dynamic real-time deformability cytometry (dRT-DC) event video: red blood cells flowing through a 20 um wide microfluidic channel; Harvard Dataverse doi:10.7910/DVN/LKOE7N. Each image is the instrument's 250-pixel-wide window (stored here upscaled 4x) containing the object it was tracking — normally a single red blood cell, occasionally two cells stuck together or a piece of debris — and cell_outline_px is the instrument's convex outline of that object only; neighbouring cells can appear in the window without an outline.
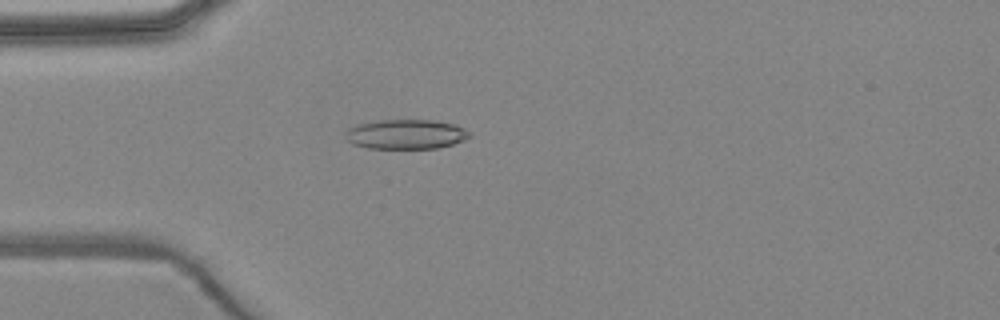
{"species": "common noctule bat (a hibernating species)", "species_latin": "Nyctalus noctula", "temperature_condition": "warm", "stored_images_in_passage": 3, "camera_frame_rate_fps": 3000, "um_per_image_px": 0.085, "animal": {"sex": "female", "body_mass_g": 24.6, "forearm_length_mm": 56.2}, "frame": {"image": 1, "passage_image": 3, "time_ms": 2.333, "image_size_px": [1000, 320], "cell_outline_px": [[472, 136], [464, 140], [440, 148], [368, 148], [352, 144], [348, 140], [344, 132], [348, 128], [356, 124], [380, 120], [436, 120], [452, 124], [464, 128], [472, 132]], "centroid_in_image_um": [34.51, 11.41], "position_along_channel_um": 50.5, "area_um2": 21.56}}